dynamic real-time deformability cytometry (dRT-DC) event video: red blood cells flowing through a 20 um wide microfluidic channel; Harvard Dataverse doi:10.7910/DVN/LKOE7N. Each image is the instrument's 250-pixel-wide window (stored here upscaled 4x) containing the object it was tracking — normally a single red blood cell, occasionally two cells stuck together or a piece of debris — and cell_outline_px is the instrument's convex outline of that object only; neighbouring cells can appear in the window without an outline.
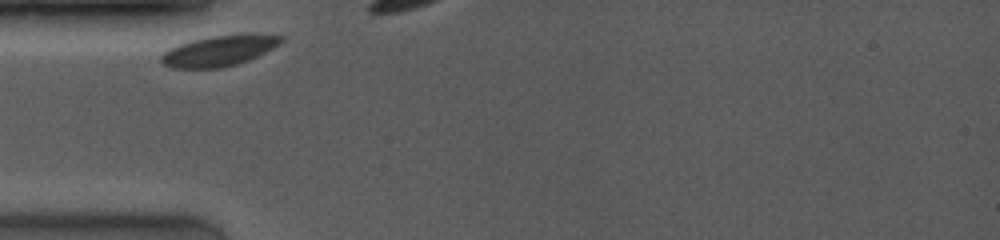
{"species": "common noctule bat (a hibernating species)", "species_latin": "Nyctalus noctula", "temperature_condition": "room temperature", "stored_images_in_passage": 3, "camera_frame_rate_fps": 4000, "um_per_image_px": 0.085, "animal": {"sex": "female", "body_mass_g": 19.0, "forearm_length_mm": 53.3}, "frame": {"image": 1, "passage_image": 1, "time_ms": 0.0, "image_size_px": [1000, 240], "cell_outline_px": [[284, 40], [280, 44], [248, 60], [236, 64], [220, 68], [172, 68], [164, 64], [160, 60], [160, 56], [168, 48], [192, 40], [212, 36], [240, 32], [252, 32], [284, 36]], "centroid_in_image_um": [18.66, 4.28], "position_along_channel_um": 66.3, "area_um2": 21.79}}